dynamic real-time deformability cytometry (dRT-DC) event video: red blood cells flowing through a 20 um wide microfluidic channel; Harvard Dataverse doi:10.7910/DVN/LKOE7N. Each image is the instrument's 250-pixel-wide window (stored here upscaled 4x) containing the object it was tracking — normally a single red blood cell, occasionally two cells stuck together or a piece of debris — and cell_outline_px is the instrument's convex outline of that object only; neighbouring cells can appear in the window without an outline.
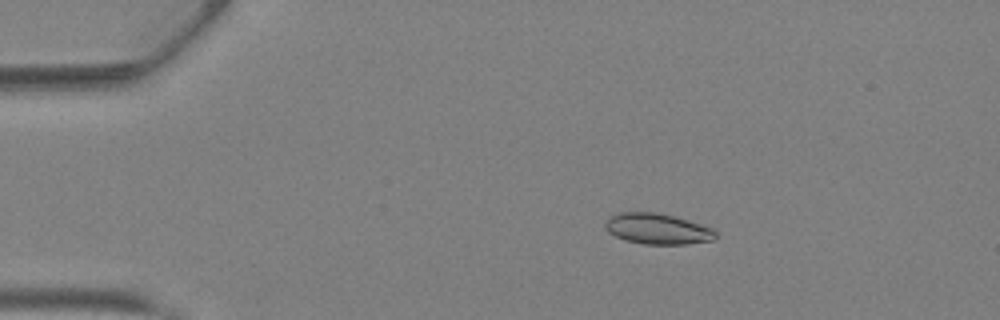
{"species": "Egyptian fruit bat (a non-hibernating species)", "species_latin": "Rousettus aegyptiacus", "temperature_condition": "warm", "stored_images_in_passage": 10, "camera_frame_rate_fps": 3000, "um_per_image_px": 0.085, "animal": {"sex": "female"}, "frame": {"image": 1, "passage_image": 8, "time_ms": 2.333, "image_size_px": [1000, 320], "cell_outline_px": [[716, 236], [712, 240], [688, 244], [644, 244], [624, 240], [608, 232], [604, 228], [604, 224], [608, 216], [620, 212], [656, 212], [688, 220], [712, 228], [716, 232]], "centroid_in_image_um": [55.84, 19.45], "position_along_channel_um": 29.2, "area_um2": 19.83}}